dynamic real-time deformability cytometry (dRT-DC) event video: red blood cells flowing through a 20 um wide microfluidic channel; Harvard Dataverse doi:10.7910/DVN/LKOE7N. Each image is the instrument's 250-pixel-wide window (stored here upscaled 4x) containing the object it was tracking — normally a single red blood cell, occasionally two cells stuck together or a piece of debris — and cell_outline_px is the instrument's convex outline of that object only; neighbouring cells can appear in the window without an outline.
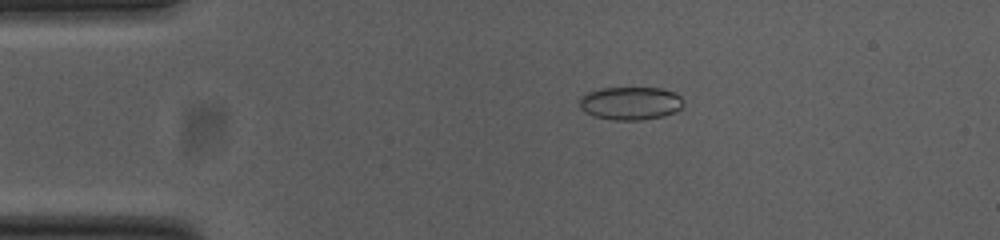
{"species": "common noctule bat (a hibernating species)", "species_latin": "Nyctalus noctula", "temperature_condition": "cold", "stored_images_in_passage": 49, "camera_frame_rate_fps": 3000, "um_per_image_px": 0.085, "animal": {"sex": "female", "body_mass_g": 23.0, "forearm_length_mm": 53.4}, "frame": {"image": 1, "passage_image": 6, "time_ms": 1.667, "image_size_px": [1000, 240], "cell_outline_px": [[684, 104], [676, 112], [664, 116], [640, 120], [612, 120], [592, 116], [584, 112], [580, 108], [580, 96], [588, 92], [600, 88], [660, 88], [676, 92], [684, 100]], "centroid_in_image_um": [53.59, 8.78], "position_along_channel_um": 31.4, "area_um2": 20.35}}
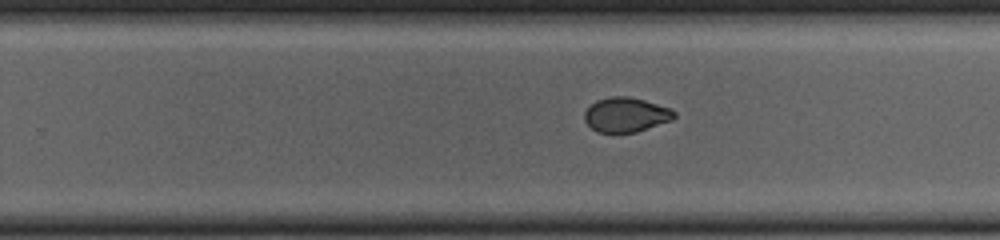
{"frame": {"image": 2, "passage_image": 29, "time_ms": 9.333, "image_size_px": [1000, 240], "cell_outline_px": [[676, 116], [672, 120], [636, 132], [596, 132], [584, 120], [584, 112], [596, 100], [608, 96], [628, 96], [644, 100], [672, 108], [676, 112]], "centroid_in_image_um": [53.22, 9.74], "position_along_channel_um": 276.6, "area_um2": 18.15}}
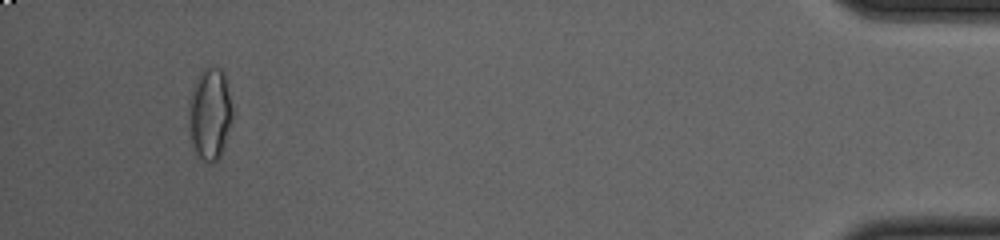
{"frame": {"image": 3, "passage_image": 46, "time_ms": 15.0, "image_size_px": [1000, 240], "cell_outline_px": [[232, 116], [224, 144], [220, 156], [212, 164], [208, 164], [196, 152], [192, 140], [188, 108], [188, 100], [192, 88], [200, 72], [208, 64], [212, 64], [220, 68], [224, 72], [232, 108]], "centroid_in_image_um": [17.83, 9.6], "position_along_channel_um": 417.4, "area_um2": 23.18}, "authors_computed_cell_mechanics": {"area_um2": 19.4786, "velocity_mm_per_s": 3.8057, "shape_relaxation_time_tau1_ms": null, "shape_relaxation_time_tau2_ms": 1.3693, "deformation_change_tau1": null, "deformation_change_tau2": 0.0407}}